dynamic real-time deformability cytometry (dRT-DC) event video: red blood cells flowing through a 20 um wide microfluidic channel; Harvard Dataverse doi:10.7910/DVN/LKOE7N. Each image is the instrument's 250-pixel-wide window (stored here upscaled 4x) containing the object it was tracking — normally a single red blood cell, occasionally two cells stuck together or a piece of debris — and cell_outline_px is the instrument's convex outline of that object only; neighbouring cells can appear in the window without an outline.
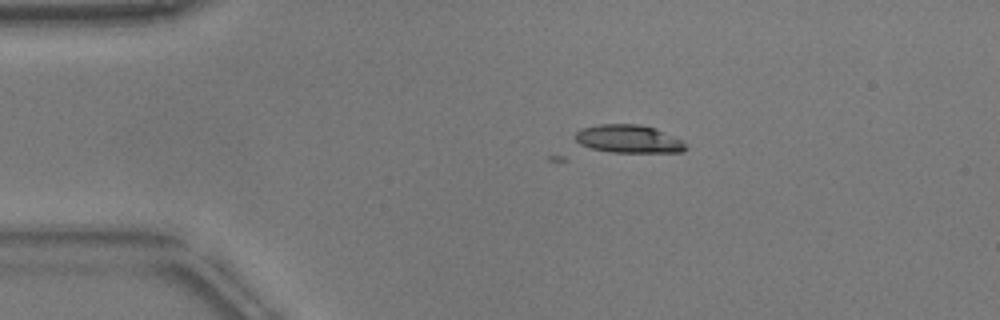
{"species": "common noctule bat (a hibernating species)", "species_latin": "Nyctalus noctula", "temperature_condition": "warm", "stored_images_in_passage": 3, "camera_frame_rate_fps": 3000, "um_per_image_px": 0.085, "animal": {"sex": "male", "body_mass_g": 17.9}, "frame": {"image": 1, "passage_image": 3, "time_ms": 0.667, "image_size_px": [1000, 320], "cell_outline_px": [[688, 148], [684, 152], [612, 152], [592, 148], [580, 144], [572, 136], [580, 128], [600, 124], [640, 124], [652, 128], [680, 140]], "centroid_in_image_um": [53.36, 11.81], "position_along_channel_um": 31.6, "area_um2": 17.8}}